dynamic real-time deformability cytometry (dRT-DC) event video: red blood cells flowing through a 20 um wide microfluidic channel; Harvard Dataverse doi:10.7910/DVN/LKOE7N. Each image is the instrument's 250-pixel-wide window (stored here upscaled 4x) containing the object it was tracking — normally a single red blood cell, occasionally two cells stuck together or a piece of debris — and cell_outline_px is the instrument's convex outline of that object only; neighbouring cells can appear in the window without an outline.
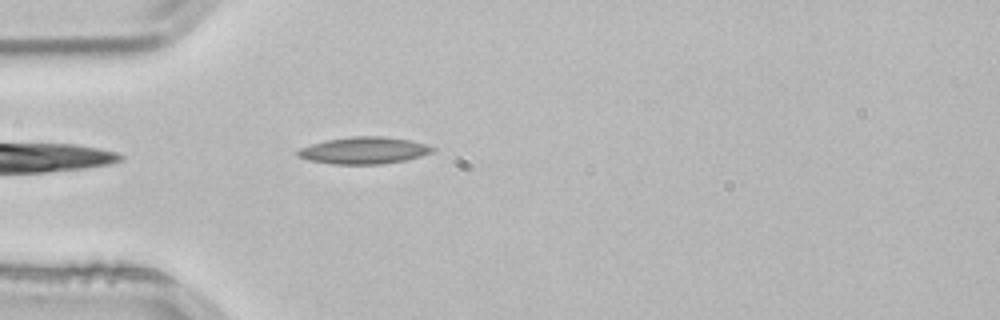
{"species": "common noctule bat (a hibernating species)", "species_latin": "Nyctalus noctula", "temperature_condition": "room temperature", "stored_images_in_passage": 5, "camera_frame_rate_fps": 3000, "um_per_image_px": 0.085, "animal": {"sex": "male", "body_mass_g": 21.5, "forearm_length_mm": 52.0}, "frame": {"image": 1, "passage_image": 1, "time_ms": 0.0, "image_size_px": [1000, 320], "cell_outline_px": [[436, 148], [432, 152], [420, 156], [404, 160], [380, 164], [332, 164], [308, 160], [296, 156], [296, 152], [300, 148], [324, 140], [352, 136], [384, 136], [408, 140], [424, 144]], "centroid_in_image_um": [30.88, 12.78], "position_along_channel_um": 54.1, "area_um2": 21.04}}